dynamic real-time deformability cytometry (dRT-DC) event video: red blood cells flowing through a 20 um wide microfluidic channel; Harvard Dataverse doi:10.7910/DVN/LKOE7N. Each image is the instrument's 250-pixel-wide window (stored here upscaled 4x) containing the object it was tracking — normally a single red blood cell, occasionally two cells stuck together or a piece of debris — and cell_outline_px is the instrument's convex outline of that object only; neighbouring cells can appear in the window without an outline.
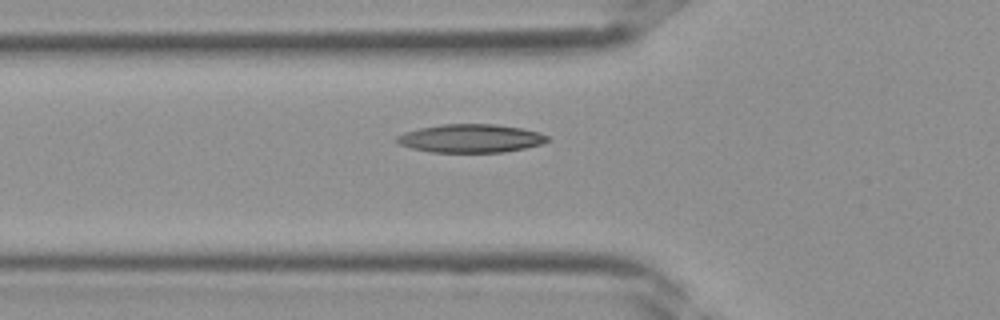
{"species": "Egyptian fruit bat (a non-hibernating species)", "species_latin": "Rousettus aegyptiacus", "temperature_condition": "room temperature", "stored_images_in_passage": 26, "camera_frame_rate_fps": 3000, "um_per_image_px": 0.085, "frame": {"image": 1, "passage_image": 2, "time_ms": 0.333, "image_size_px": [1000, 320], "cell_outline_px": [[552, 140], [540, 144], [524, 148], [504, 152], [428, 152], [412, 148], [400, 144], [396, 140], [396, 136], [404, 132], [420, 128], [440, 124], [496, 124], [520, 128], [540, 132], [548, 136]], "centroid_in_image_um": [40.02, 11.76], "position_along_channel_um": 85.8, "area_um2": 24.91}}
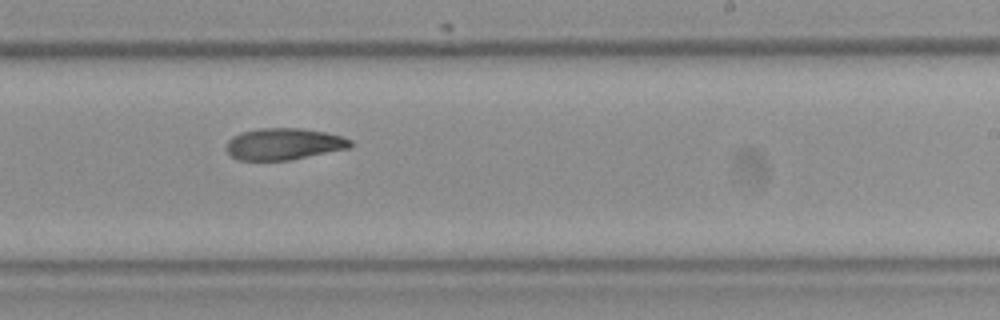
{"frame": {"image": 2, "passage_image": 12, "time_ms": 3.667, "image_size_px": [1000, 320], "cell_outline_px": [[352, 148], [288, 160], [236, 160], [224, 148], [228, 140], [232, 136], [240, 132], [260, 128], [300, 128], [324, 132], [340, 136], [352, 140]], "centroid_in_image_um": [24.1, 12.24], "position_along_channel_um": 264.9, "area_um2": 23.0}}
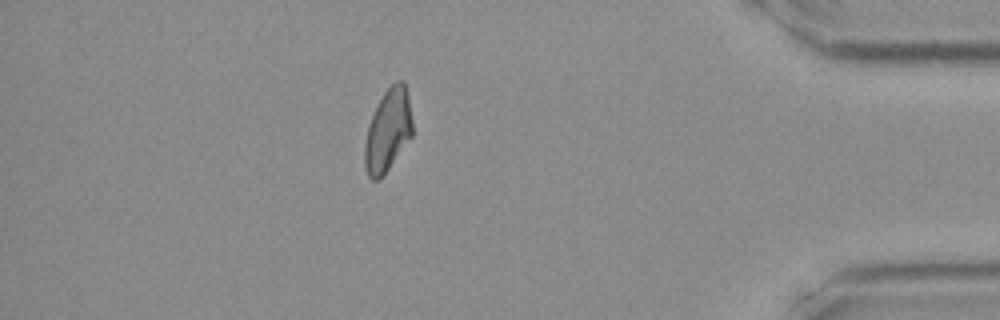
{"frame": {"image": 3, "passage_image": 22, "time_ms": 7.0, "image_size_px": [1000, 320], "cell_outline_px": [[412, 136], [380, 180], [372, 180], [368, 176], [364, 168], [364, 144], [368, 124], [384, 92], [396, 80], [404, 80], [408, 96], [412, 120]], "centroid_in_image_um": [32.96, 11.11], "position_along_channel_um": 402.2, "area_um2": 22.95}}